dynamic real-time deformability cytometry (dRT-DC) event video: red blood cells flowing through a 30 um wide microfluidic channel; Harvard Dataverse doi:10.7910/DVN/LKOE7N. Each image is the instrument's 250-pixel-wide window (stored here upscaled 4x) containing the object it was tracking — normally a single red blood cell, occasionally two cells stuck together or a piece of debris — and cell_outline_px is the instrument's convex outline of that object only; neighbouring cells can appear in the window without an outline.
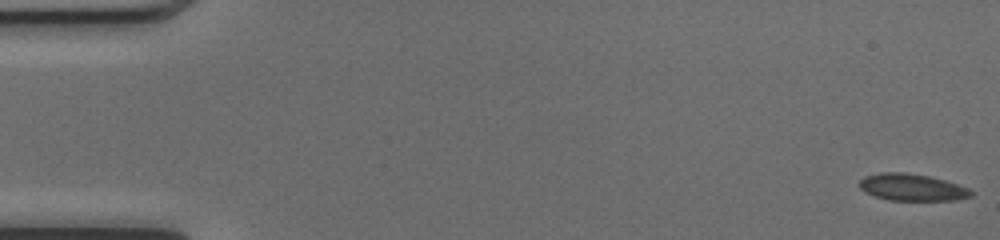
{"species": "common noctule bat (a hibernating species)", "species_latin": "Nyctalus noctula", "temperature_condition": "cold", "stored_images_in_passage": 51, "camera_frame_rate_fps": 3000, "um_per_image_px": 0.085, "animal": {"sex": "female", "body_mass_g": 17.0, "forearm_length_mm": 48.0}, "frame": {"image": 1, "passage_image": 1, "time_ms": 0.0, "image_size_px": [1000, 240], "cell_outline_px": [[972, 196], [956, 200], [888, 200], [864, 192], [860, 188], [860, 180], [864, 176], [880, 172], [904, 172], [928, 176], [944, 180], [968, 188], [972, 192]], "centroid_in_image_um": [77.49, 15.92], "position_along_channel_um": 7.5, "area_um2": 17.4}}
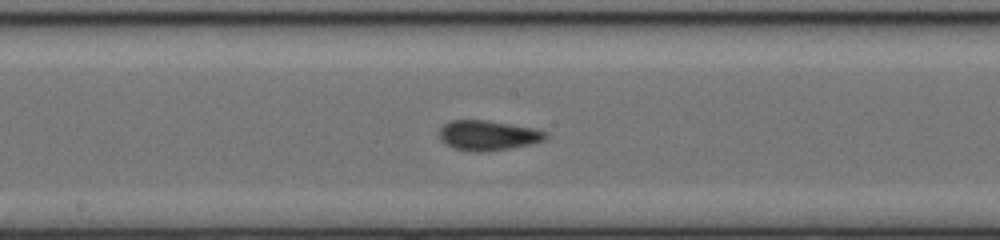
{"frame": {"image": 2, "passage_image": 27, "time_ms": 8.667, "image_size_px": [1000, 240], "cell_outline_px": [[548, 136], [544, 140], [532, 144], [484, 152], [476, 152], [452, 148], [440, 140], [440, 128], [444, 124], [452, 120], [484, 120], [536, 128], [548, 132]], "centroid_in_image_um": [41.49, 11.51], "position_along_channel_um": 206.7, "area_um2": 18.61}}
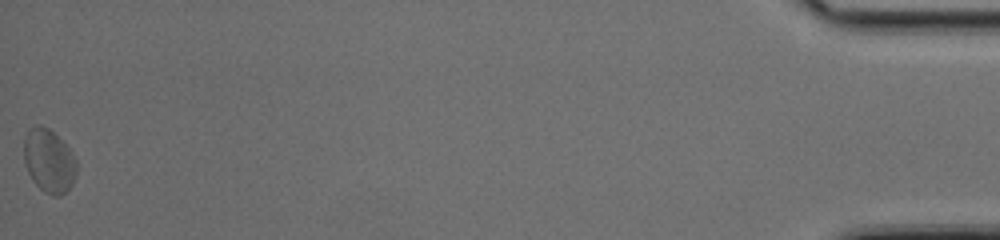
{"frame": {"image": 3, "passage_image": 51, "time_ms": 16.667, "image_size_px": [1000, 240], "cell_outline_px": [[76, 176], [72, 184], [60, 196], [52, 196], [44, 192], [32, 180], [28, 172], [24, 160], [24, 136], [36, 124], [40, 124], [48, 128], [72, 152], [76, 160]], "centroid_in_image_um": [4.15, 13.69], "position_along_channel_um": 431.0, "area_um2": 19.31}, "authors_computed_cell_mechanics": {"area_um2": 17.8602, "velocity_mm_per_s": 4.0874, "shape_relaxation_time_tau1_ms": 11.2783, "shape_relaxation_time_tau2_ms": 3.7194, "deformation_change_tau1": 0.1404, "deformation_change_tau2": 0.0581}}